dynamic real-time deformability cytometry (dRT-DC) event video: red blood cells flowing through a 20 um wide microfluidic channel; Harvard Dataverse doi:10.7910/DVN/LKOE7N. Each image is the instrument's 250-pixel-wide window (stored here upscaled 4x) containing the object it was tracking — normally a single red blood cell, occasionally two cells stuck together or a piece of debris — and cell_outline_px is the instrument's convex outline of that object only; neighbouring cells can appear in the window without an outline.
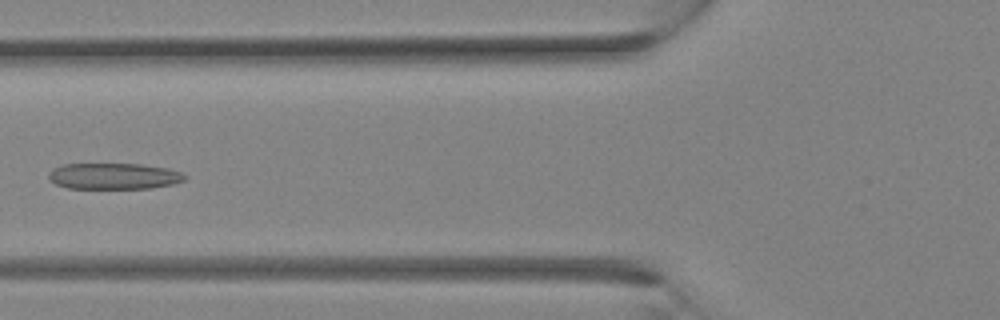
{"species": "Egyptian fruit bat (a non-hibernating species)", "species_latin": "Rousettus aegyptiacus", "temperature_condition": "room temperature", "stored_images_in_passage": 31, "camera_frame_rate_fps": 3000, "um_per_image_px": 0.085, "animal": {"sex": "female"}, "frame": {"image": 1, "passage_image": 12, "time_ms": 3.667, "image_size_px": [1000, 320], "cell_outline_px": [[188, 176], [184, 180], [172, 184], [152, 188], [68, 188], [56, 184], [48, 176], [48, 172], [52, 168], [64, 164], [140, 164], [168, 168], [184, 172]], "centroid_in_image_um": [9.71, 14.96], "position_along_channel_um": 116.1, "area_um2": 20.81}}
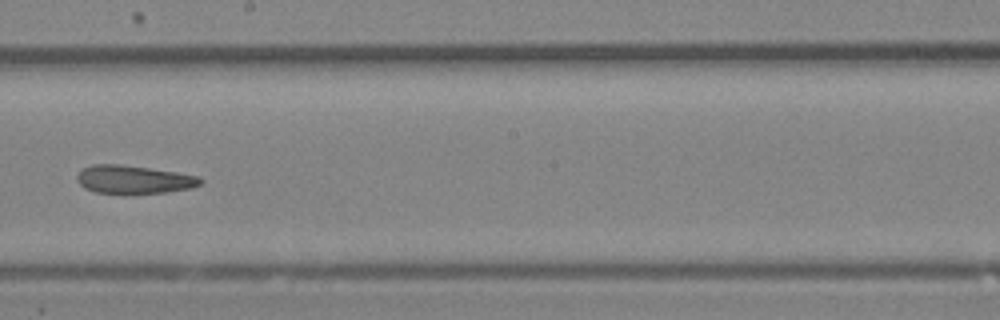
{"frame": {"image": 2, "passage_image": 18, "time_ms": 5.667, "image_size_px": [1000, 320], "cell_outline_px": [[204, 180], [200, 184], [192, 188], [168, 192], [128, 196], [124, 196], [96, 192], [84, 188], [76, 180], [76, 176], [84, 168], [92, 164], [120, 164], [176, 172], [200, 176]], "centroid_in_image_um": [11.37, 15.3], "position_along_channel_um": 236.8, "area_um2": 21.04}}
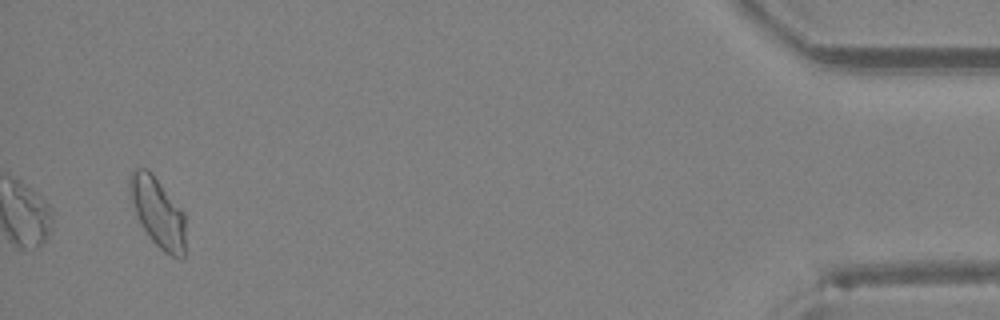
{"frame": {"image": 3, "passage_image": 31, "time_ms": 10.0, "image_size_px": [1000, 320], "cell_outline_px": [[184, 256], [172, 256], [164, 252], [152, 240], [144, 228], [136, 212], [128, 192], [128, 180], [132, 168], [148, 168], [152, 172], [184, 212]], "centroid_in_image_um": [13.38, 17.97], "position_along_channel_um": 421.8, "area_um2": 22.37}}